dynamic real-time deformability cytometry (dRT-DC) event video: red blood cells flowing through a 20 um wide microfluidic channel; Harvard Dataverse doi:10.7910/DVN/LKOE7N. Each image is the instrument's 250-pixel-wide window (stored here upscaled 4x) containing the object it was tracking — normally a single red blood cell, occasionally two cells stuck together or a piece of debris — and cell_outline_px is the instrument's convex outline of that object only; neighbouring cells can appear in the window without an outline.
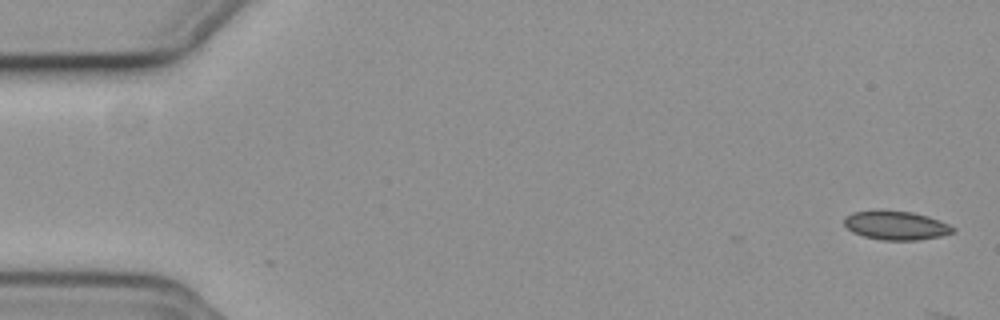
{"species": "common noctule bat (a hibernating species)", "species_latin": "Nyctalus noctula", "temperature_condition": "cold", "stored_images_in_passage": 5, "camera_frame_rate_fps": 3000, "um_per_image_px": 0.085, "animal": {"sex": "female", "body_mass_g": 19.3, "forearm_length_mm": 54.1}, "frame": {"image": 1, "passage_image": 1, "time_ms": 0.0, "image_size_px": [1000, 320], "cell_outline_px": [[956, 232], [940, 236], [916, 240], [884, 240], [864, 236], [852, 232], [844, 224], [844, 216], [852, 212], [912, 212], [928, 216], [948, 224], [956, 228]], "centroid_in_image_um": [76.19, 19.18], "position_along_channel_um": 8.8, "area_um2": 17.8}}